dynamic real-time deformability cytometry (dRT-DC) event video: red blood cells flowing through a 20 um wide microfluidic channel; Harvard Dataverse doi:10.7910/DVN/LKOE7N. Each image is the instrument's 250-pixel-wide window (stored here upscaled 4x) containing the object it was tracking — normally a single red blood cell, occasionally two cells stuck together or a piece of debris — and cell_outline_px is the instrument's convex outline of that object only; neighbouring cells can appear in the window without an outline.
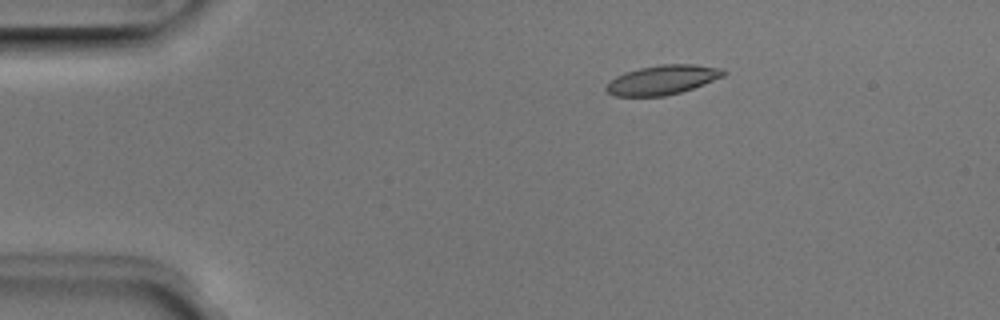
{"species": "Egyptian fruit bat (a non-hibernating species)", "species_latin": "Rousettus aegyptiacus", "temperature_condition": "room temperature", "stored_images_in_passage": 8, "camera_frame_rate_fps": 3000, "um_per_image_px": 0.085, "animal": {"sex": "male"}, "frame": {"image": 1, "passage_image": 3, "time_ms": 0.667, "image_size_px": [1000, 320], "cell_outline_px": [[728, 72], [724, 76], [704, 84], [680, 92], [664, 96], [616, 96], [608, 92], [604, 88], [616, 76], [624, 72], [640, 68], [660, 64], [692, 64], [724, 68]], "centroid_in_image_um": [56.35, 6.78], "position_along_channel_um": 28.7, "area_um2": 20.06}}
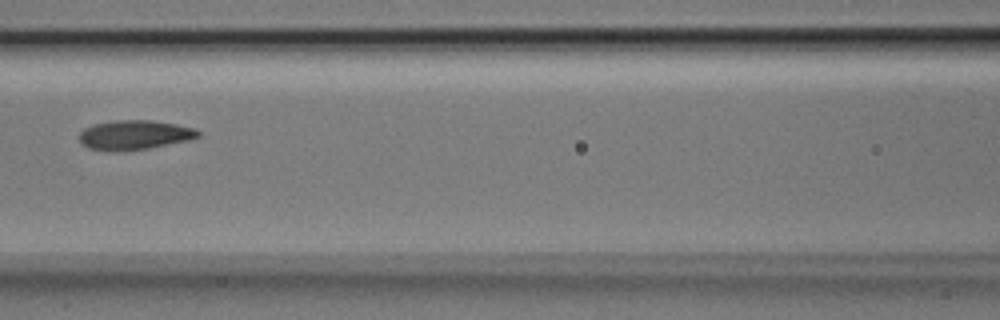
{"frame": {"image": 2, "passage_image": 7, "time_ms": 2.0, "image_size_px": [1000, 320], "cell_outline_px": [[200, 136], [192, 140], [148, 148], [108, 152], [88, 148], [80, 144], [80, 132], [84, 128], [92, 124], [112, 120], [152, 120], [176, 124], [196, 128], [200, 132]], "centroid_in_image_um": [11.43, 11.47], "position_along_channel_um": 155.2, "area_um2": 20.75}}
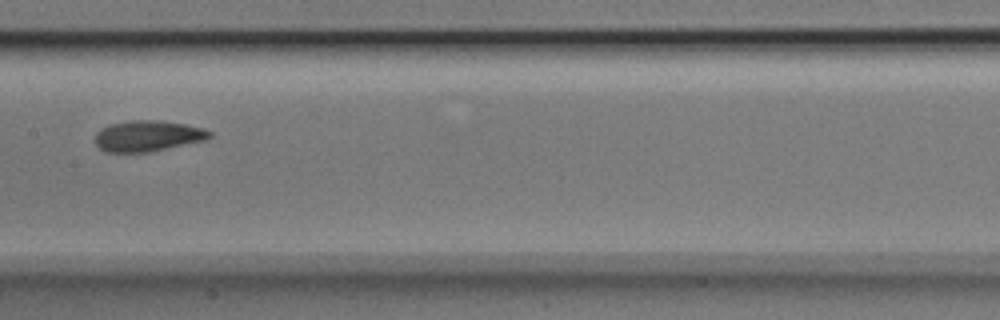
{"frame": {"image": 3, "passage_image": 8, "time_ms": 2.333, "image_size_px": [1000, 320], "cell_outline_px": [[212, 136], [204, 140], [148, 152], [104, 152], [96, 144], [96, 132], [100, 128], [112, 124], [132, 120], [160, 120], [184, 124], [204, 128], [212, 132]], "centroid_in_image_um": [12.55, 11.55], "position_along_channel_um": 194.9, "area_um2": 20.46}}